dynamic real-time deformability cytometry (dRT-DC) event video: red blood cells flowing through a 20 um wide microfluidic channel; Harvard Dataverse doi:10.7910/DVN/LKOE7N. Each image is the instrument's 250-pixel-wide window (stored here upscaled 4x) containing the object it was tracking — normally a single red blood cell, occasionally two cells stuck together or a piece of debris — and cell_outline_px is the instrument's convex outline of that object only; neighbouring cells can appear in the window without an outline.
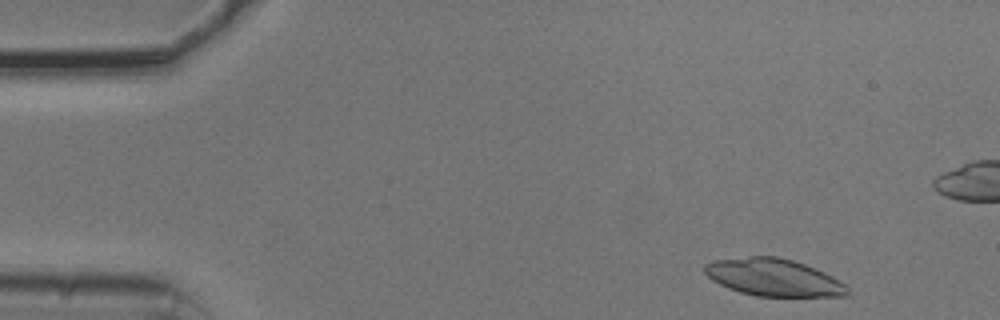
{"species": "common noctule bat (a hibernating species)", "species_latin": "Nyctalus noctula", "temperature_condition": "cold", "stored_images_in_passage": 51, "camera_frame_rate_fps": 3000, "um_per_image_px": 0.085, "animal": {"sex": "male", "body_mass_g": 20.5, "forearm_length_mm": 52.5}, "frame": {"image": 1, "passage_image": 2, "time_ms": 0.333, "image_size_px": [1000, 320], "cell_outline_px": [[848, 296], [756, 296], [740, 292], [728, 288], [712, 280], [704, 272], [704, 264], [716, 260], [748, 256], [776, 256], [792, 260], [804, 264], [824, 272], [840, 280], [848, 288]], "centroid_in_image_um": [65.74, 23.58], "position_along_channel_um": 19.3, "area_um2": 30.92}}